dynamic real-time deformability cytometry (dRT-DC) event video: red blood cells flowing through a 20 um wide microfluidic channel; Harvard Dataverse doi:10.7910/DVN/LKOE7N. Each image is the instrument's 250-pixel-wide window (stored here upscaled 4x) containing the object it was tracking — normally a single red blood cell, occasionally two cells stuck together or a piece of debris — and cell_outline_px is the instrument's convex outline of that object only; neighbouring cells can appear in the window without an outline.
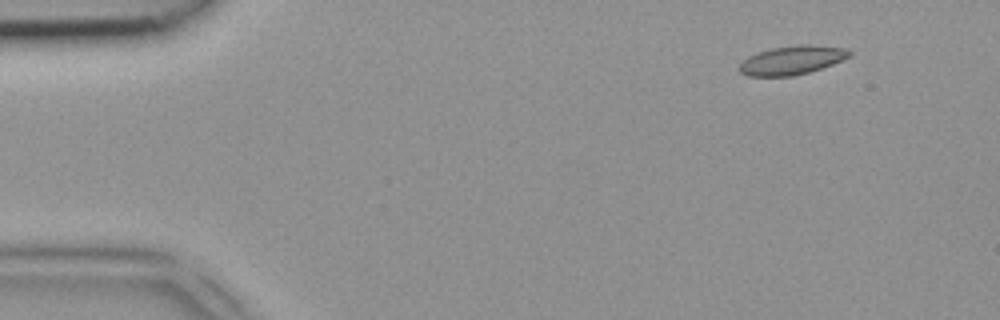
{"species": "common noctule bat (a hibernating species)", "species_latin": "Nyctalus noctula", "temperature_condition": "room temperature", "stored_images_in_passage": 6, "camera_frame_rate_fps": 3000, "um_per_image_px": 0.085, "animal": {"sex": "female", "body_mass_g": 18.4}, "frame": {"image": 1, "passage_image": 2, "time_ms": 0.333, "image_size_px": [1000, 320], "cell_outline_px": [[852, 56], [832, 64], [808, 72], [792, 76], [748, 76], [740, 72], [736, 68], [748, 56], [772, 48], [796, 44], [812, 44], [844, 48], [852, 52]], "centroid_in_image_um": [67.31, 5.11], "position_along_channel_um": 17.7, "area_um2": 18.5}}
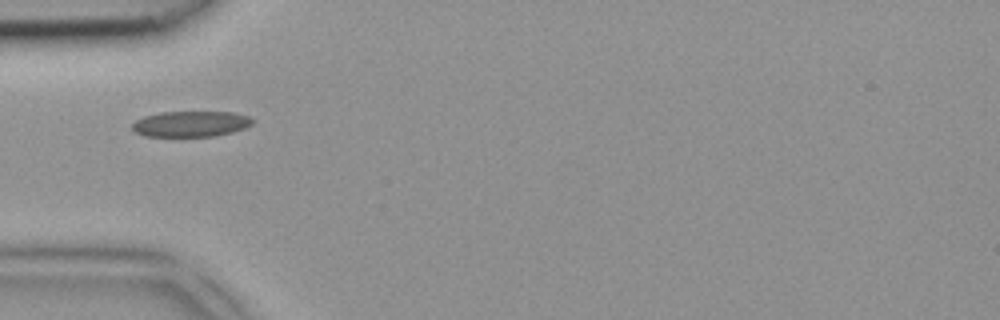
{"frame": {"image": 2, "passage_image": 5, "time_ms": 1.333, "image_size_px": [1000, 320], "cell_outline_px": [[256, 120], [252, 124], [244, 128], [232, 132], [216, 136], [144, 136], [136, 132], [132, 128], [132, 124], [136, 120], [144, 116], [160, 112], [236, 112], [248, 116]], "centroid_in_image_um": [16.25, 10.52], "position_along_channel_um": 68.8, "area_um2": 18.09}}